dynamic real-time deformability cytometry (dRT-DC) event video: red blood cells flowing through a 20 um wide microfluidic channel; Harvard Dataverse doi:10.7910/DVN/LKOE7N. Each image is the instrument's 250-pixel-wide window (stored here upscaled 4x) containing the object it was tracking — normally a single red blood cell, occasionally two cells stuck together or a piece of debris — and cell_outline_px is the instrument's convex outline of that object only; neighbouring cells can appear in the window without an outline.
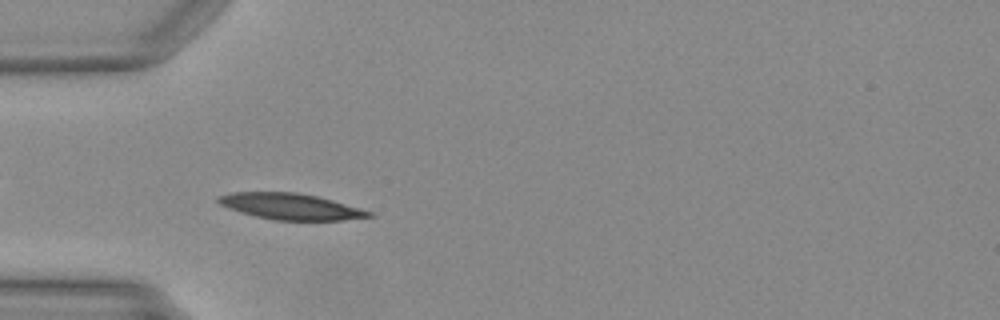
{"species": "Egyptian fruit bat (a non-hibernating species)", "species_latin": "Rousettus aegyptiacus", "temperature_condition": "warm", "stored_images_in_passage": 33, "camera_frame_rate_fps": 3000, "um_per_image_px": 0.085, "animal": {"sex": "female"}, "frame": {"image": 1, "passage_image": 5, "time_ms": 1.333, "image_size_px": [1000, 320], "cell_outline_px": [[376, 216], [340, 220], [276, 220], [256, 216], [240, 212], [228, 208], [220, 204], [216, 200], [216, 196], [232, 192], [296, 192], [320, 196], [360, 208], [372, 212]], "centroid_in_image_um": [24.7, 17.54], "position_along_channel_um": 60.3, "area_um2": 23.0}}
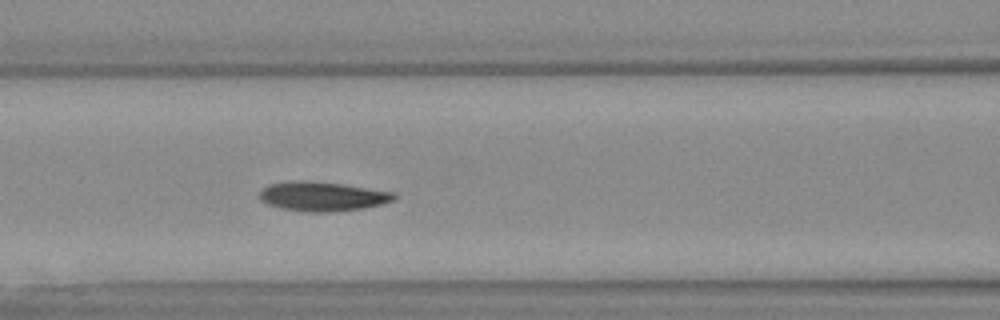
{"frame": {"image": 2, "passage_image": 11, "time_ms": 3.333, "image_size_px": [1000, 320], "cell_outline_px": [[396, 200], [364, 208], [328, 212], [304, 212], [280, 208], [268, 204], [260, 200], [260, 192], [268, 184], [296, 180], [308, 180], [340, 184], [396, 192]], "centroid_in_image_um": [27.4, 16.69], "position_along_channel_um": 139.2, "area_um2": 23.06}}
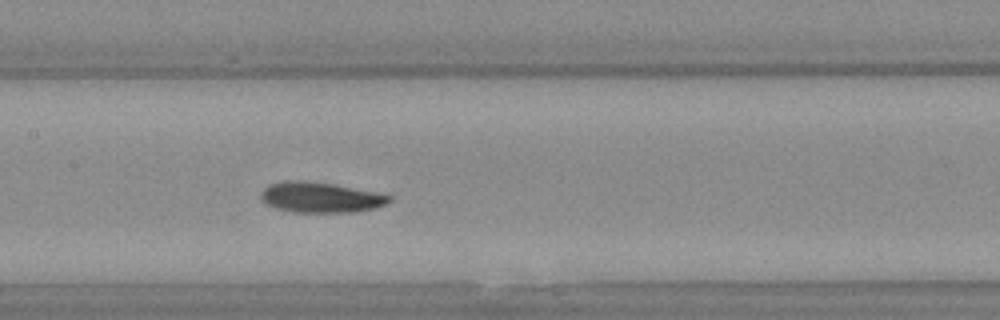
{"frame": {"image": 3, "passage_image": 14, "time_ms": 4.333, "image_size_px": [1000, 320], "cell_outline_px": [[392, 200], [388, 204], [372, 208], [352, 212], [292, 212], [276, 208], [260, 200], [260, 192], [268, 184], [284, 180], [304, 180], [332, 184], [384, 192], [392, 196]], "centroid_in_image_um": [27.27, 16.76], "position_along_channel_um": 180.1, "area_um2": 23.18}}